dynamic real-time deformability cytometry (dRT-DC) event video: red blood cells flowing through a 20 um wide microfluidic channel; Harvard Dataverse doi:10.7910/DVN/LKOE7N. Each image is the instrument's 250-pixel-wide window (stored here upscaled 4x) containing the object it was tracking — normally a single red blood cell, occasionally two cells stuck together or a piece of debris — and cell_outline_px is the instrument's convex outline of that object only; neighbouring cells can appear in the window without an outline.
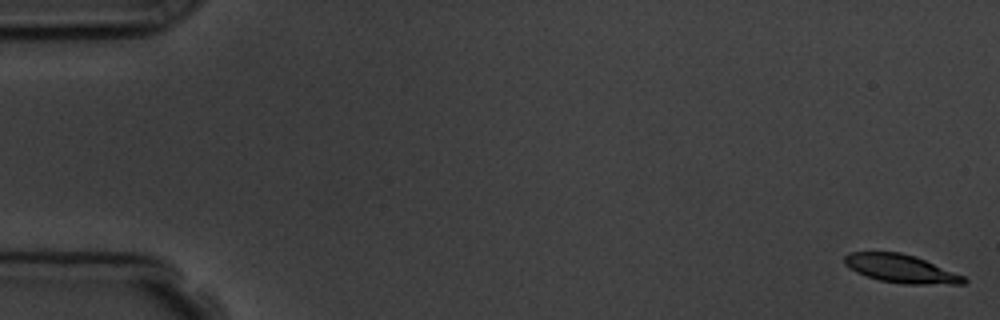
{"species": "common noctule bat (a hibernating species)", "species_latin": "Nyctalus noctula", "temperature_condition": "room temperature", "stored_images_in_passage": 4, "camera_frame_rate_fps": 3000, "um_per_image_px": 0.085, "animal": {"sex": "male", "body_mass_g": 19.5, "forearm_length_mm": 54.6}, "frame": {"image": 1, "passage_image": 1, "time_ms": 0.0, "image_size_px": [1000, 320], "cell_outline_px": [[968, 280], [964, 284], [904, 284], [880, 280], [856, 272], [848, 268], [844, 264], [844, 256], [848, 252], [900, 252], [916, 256], [964, 276]], "centroid_in_image_um": [76.57, 22.83], "position_along_channel_um": 8.4, "area_um2": 19.65}}